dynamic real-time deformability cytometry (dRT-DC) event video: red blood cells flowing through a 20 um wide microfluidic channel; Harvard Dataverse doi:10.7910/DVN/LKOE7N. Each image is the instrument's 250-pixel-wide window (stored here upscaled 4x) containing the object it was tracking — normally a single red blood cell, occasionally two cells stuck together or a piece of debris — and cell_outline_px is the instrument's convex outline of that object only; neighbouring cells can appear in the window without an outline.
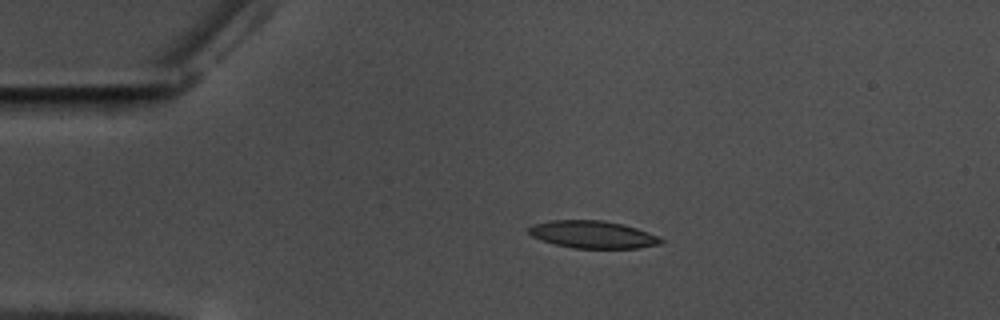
{"species": "common noctule bat (a hibernating species)", "species_latin": "Nyctalus noctula", "temperature_condition": "warm", "stored_images_in_passage": 47, "camera_frame_rate_fps": 3000, "um_per_image_px": 0.085, "animal": {"sex": "male", "body_mass_g": 17.5, "forearm_length_mm": 52.3}, "frame": {"image": 1, "passage_image": 1, "time_ms": 0.0, "image_size_px": [1000, 320], "cell_outline_px": [[664, 244], [636, 248], [572, 248], [540, 240], [532, 236], [528, 232], [528, 228], [532, 224], [552, 220], [604, 220], [624, 224], [660, 236], [664, 240]], "centroid_in_image_um": [50.41, 19.93], "position_along_channel_um": 34.6, "area_um2": 21.33}}
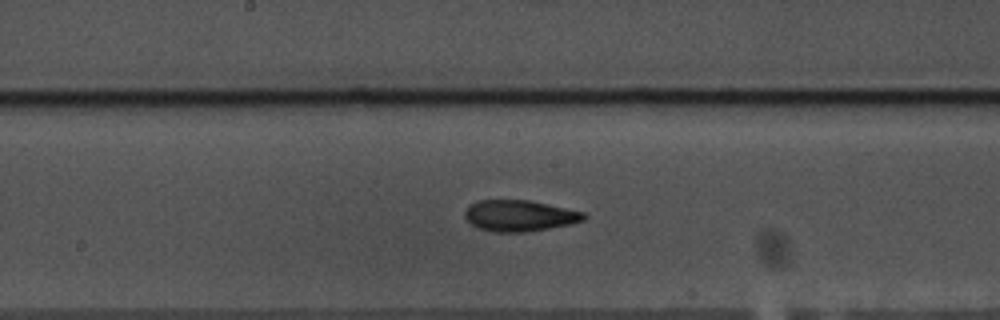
{"frame": {"image": 2, "passage_image": 19, "time_ms": 6.0, "image_size_px": [1000, 320], "cell_outline_px": [[588, 216], [584, 220], [568, 224], [528, 232], [492, 232], [480, 228], [472, 224], [464, 216], [464, 212], [468, 204], [480, 200], [528, 200], [584, 212]], "centroid_in_image_um": [44.13, 18.33], "position_along_channel_um": 204.1, "area_um2": 21.5}}
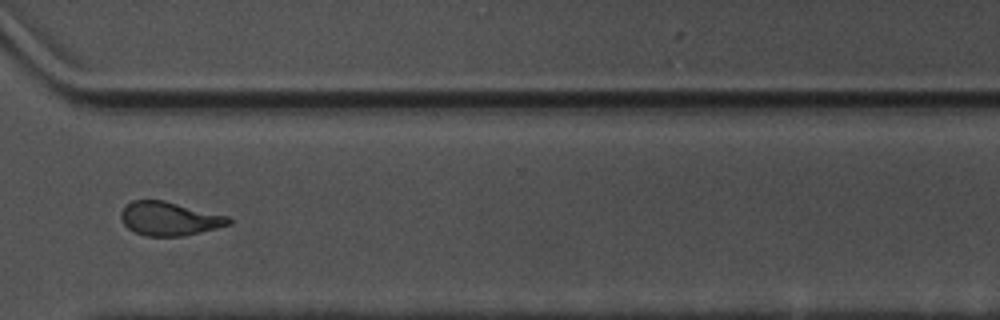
{"frame": {"image": 3, "passage_image": 32, "time_ms": 10.333, "image_size_px": [1000, 320], "cell_outline_px": [[232, 224], [184, 236], [144, 236], [128, 228], [124, 224], [120, 216], [120, 212], [132, 200], [164, 200], [228, 216], [232, 220]], "centroid_in_image_um": [14.4, 18.59], "position_along_channel_um": 356.2, "area_um2": 21.1}, "authors_computed_cell_mechanics": {"area_um2": 21.386, "velocity_mm_per_s": 3.5108, "shape_relaxation_time_tau1_ms": 7.0704, "shape_relaxation_time_tau2_ms": 2.3395, "deformation_change_tau1": 0.2047, "deformation_change_tau2": 0.0966}}